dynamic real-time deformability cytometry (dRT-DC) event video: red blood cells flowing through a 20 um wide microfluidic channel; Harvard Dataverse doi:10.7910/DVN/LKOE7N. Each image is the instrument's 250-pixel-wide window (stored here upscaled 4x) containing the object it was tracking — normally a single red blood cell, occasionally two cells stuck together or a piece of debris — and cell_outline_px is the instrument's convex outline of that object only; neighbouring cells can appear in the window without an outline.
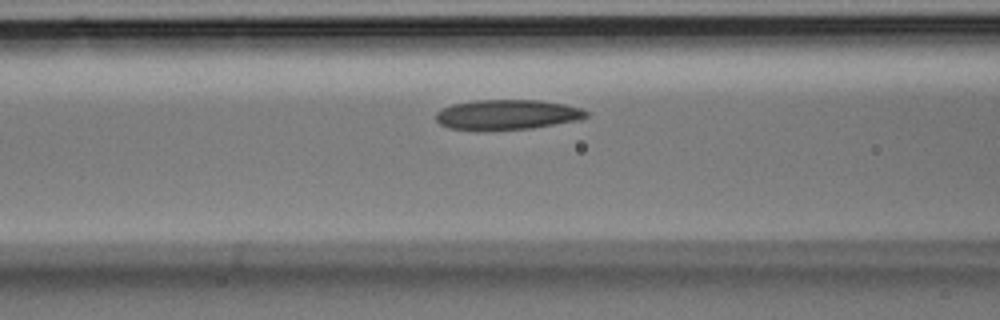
{"species": "Egyptian fruit bat (a non-hibernating species)", "species_latin": "Rousettus aegyptiacus", "temperature_condition": "room temperature", "stored_images_in_passage": 3, "camera_frame_rate_fps": 3000, "um_per_image_px": 0.085, "animal": {"sex": "male"}, "frame": {"image": 1, "passage_image": 3, "time_ms": 0.667, "image_size_px": [1000, 320], "cell_outline_px": [[588, 116], [580, 120], [532, 128], [480, 132], [476, 132], [448, 128], [440, 124], [436, 120], [436, 112], [452, 104], [476, 100], [540, 100], [564, 104], [580, 108], [588, 112]], "centroid_in_image_um": [43.07, 9.77], "position_along_channel_um": 123.5, "area_um2": 26.88}}